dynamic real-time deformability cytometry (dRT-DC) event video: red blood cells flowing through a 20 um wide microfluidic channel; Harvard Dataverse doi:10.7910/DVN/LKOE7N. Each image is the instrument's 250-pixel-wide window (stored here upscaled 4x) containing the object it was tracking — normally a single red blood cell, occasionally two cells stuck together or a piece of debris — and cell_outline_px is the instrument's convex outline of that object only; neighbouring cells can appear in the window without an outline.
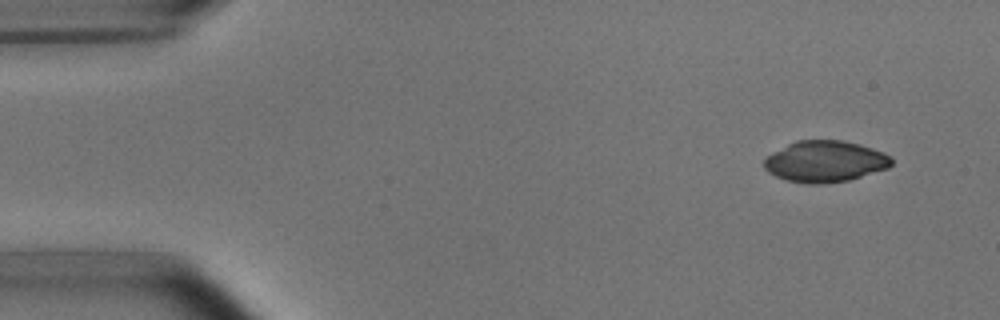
{"species": "common noctule bat (a hibernating species)", "species_latin": "Nyctalus noctula", "temperature_condition": "room temperature", "stored_images_in_passage": 4, "camera_frame_rate_fps": 3000, "um_per_image_px": 0.085, "animal": {"sex": "male", "body_mass_g": 15.6}, "frame": {"image": 1, "passage_image": 1, "time_ms": 0.0, "image_size_px": [1000, 320], "cell_outline_px": [[892, 164], [888, 168], [848, 180], [824, 184], [808, 184], [788, 180], [776, 176], [768, 172], [764, 168], [764, 160], [772, 152], [796, 140], [844, 140], [860, 144], [884, 152], [892, 156]], "centroid_in_image_um": [70.15, 13.71], "position_along_channel_um": 14.9, "area_um2": 30.75}}